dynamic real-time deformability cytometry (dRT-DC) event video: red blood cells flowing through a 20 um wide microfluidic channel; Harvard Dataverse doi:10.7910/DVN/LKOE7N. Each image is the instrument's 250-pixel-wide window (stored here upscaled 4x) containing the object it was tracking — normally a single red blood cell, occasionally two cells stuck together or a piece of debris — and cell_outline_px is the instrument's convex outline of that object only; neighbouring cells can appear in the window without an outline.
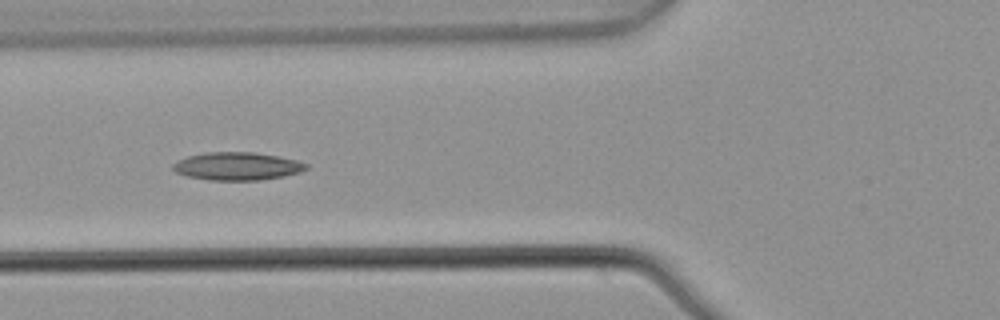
{"species": "common noctule bat (a hibernating species)", "species_latin": "Nyctalus noctula", "temperature_condition": "warm", "stored_images_in_passage": 6, "camera_frame_rate_fps": 3000, "um_per_image_px": 0.085, "animal": {"sex": "male", "body_mass_g": 21.5, "forearm_length_mm": 52.0}, "frame": {"image": 1, "passage_image": 5, "time_ms": 1.333, "image_size_px": [1000, 320], "cell_outline_px": [[308, 168], [300, 172], [284, 176], [260, 180], [208, 180], [188, 176], [176, 172], [172, 168], [172, 164], [188, 156], [208, 152], [252, 152], [276, 156], [296, 160], [308, 164]], "centroid_in_image_um": [20.17, 14.13], "position_along_channel_um": 105.6, "area_um2": 21.5}}
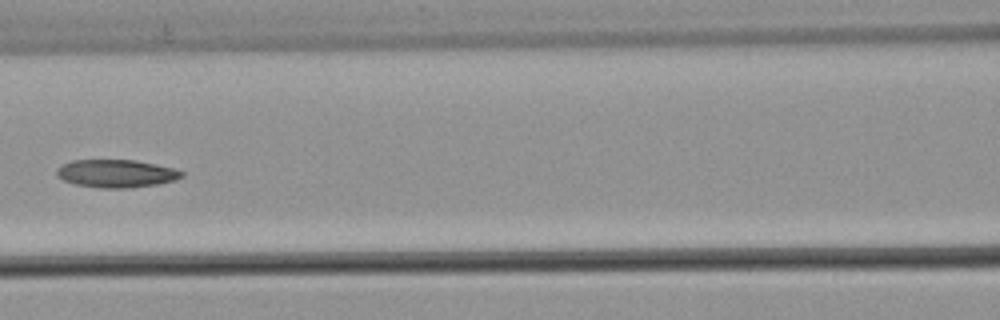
{"frame": {"image": 2, "passage_image": 6, "time_ms": 1.667, "image_size_px": [1000, 320], "cell_outline_px": [[184, 176], [176, 180], [156, 184], [128, 188], [100, 188], [76, 184], [64, 180], [56, 176], [56, 168], [72, 160], [136, 160], [176, 168], [184, 172]], "centroid_in_image_um": [9.91, 14.74], "position_along_channel_um": 156.7, "area_um2": 20.4}}